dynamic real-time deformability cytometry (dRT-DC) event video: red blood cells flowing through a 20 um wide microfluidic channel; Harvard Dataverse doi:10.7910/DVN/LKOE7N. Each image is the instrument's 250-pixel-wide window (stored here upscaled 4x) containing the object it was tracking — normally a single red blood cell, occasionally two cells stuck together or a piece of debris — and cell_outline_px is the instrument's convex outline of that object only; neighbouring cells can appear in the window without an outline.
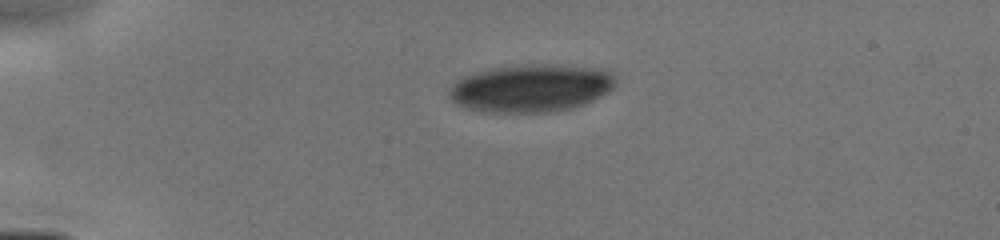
{"species": "human", "species_latin": "Homo sapiens", "temperature_condition": "cold", "stored_images_in_passage": 35, "camera_frame_rate_fps": 3000, "um_per_image_px": 0.085, "donor": {"sex": "male"}, "frame": {"image": 1, "passage_image": 1, "time_ms": 0.0, "image_size_px": [1000, 240], "cell_outline_px": [[616, 84], [608, 92], [584, 104], [572, 108], [548, 112], [484, 112], [464, 108], [456, 104], [448, 96], [448, 92], [452, 84], [464, 76], [476, 72], [492, 68], [604, 68], [612, 72], [616, 80]], "centroid_in_image_um": [45.09, 7.56], "position_along_channel_um": 39.9, "area_um2": 44.68}}
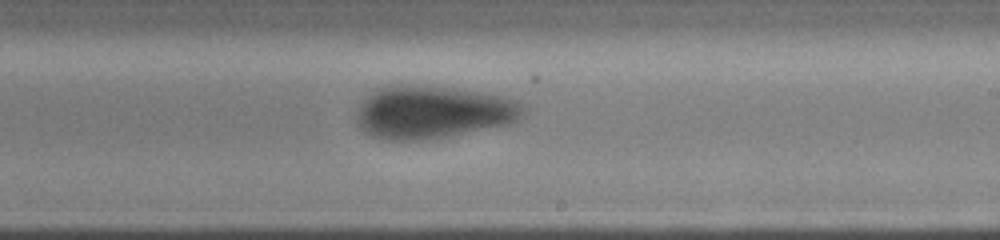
{"frame": {"image": 2, "passage_image": 14, "time_ms": 6.0, "image_size_px": [1000, 240], "cell_outline_px": [[524, 112], [516, 120], [508, 124], [444, 136], [416, 140], [380, 140], [364, 132], [360, 128], [356, 120], [360, 104], [376, 88], [392, 84], [404, 84], [452, 88], [504, 96], [516, 100], [520, 104]], "centroid_in_image_um": [36.71, 9.52], "position_along_channel_um": 252.3, "area_um2": 50.75}}
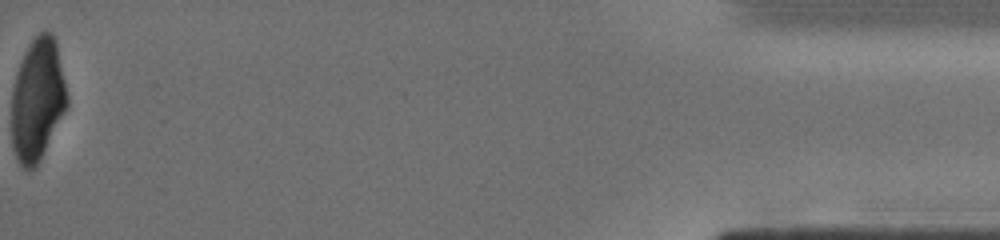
{"frame": {"image": 3, "passage_image": 34, "time_ms": 12.0, "image_size_px": [1000, 240], "cell_outline_px": [[68, 104], [36, 168], [28, 172], [16, 160], [12, 148], [12, 88], [16, 72], [24, 52], [28, 44], [40, 32], [52, 32], [56, 40], [68, 96]], "centroid_in_image_um": [3.17, 8.48], "position_along_channel_um": 432.0, "area_um2": 39.82}}